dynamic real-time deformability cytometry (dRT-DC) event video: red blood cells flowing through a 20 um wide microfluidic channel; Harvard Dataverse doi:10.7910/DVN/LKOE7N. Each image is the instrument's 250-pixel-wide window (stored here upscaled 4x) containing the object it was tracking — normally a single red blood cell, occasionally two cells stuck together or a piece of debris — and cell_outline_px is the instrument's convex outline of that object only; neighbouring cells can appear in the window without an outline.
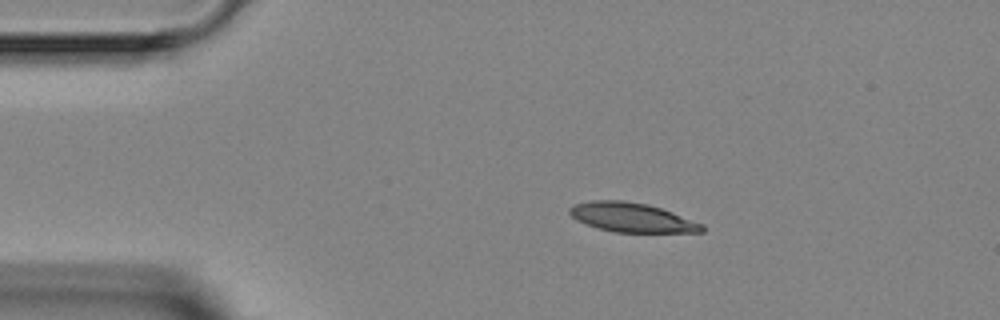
{"species": "Egyptian fruit bat (a non-hibernating species)", "species_latin": "Rousettus aegyptiacus", "temperature_condition": "room temperature", "stored_images_in_passage": 2, "camera_frame_rate_fps": 3000, "um_per_image_px": 0.085, "animal": {"sex": "female"}, "frame": {"image": 1, "passage_image": 1, "time_ms": 0.0, "image_size_px": [1000, 320], "cell_outline_px": [[704, 232], [616, 232], [600, 228], [576, 220], [568, 212], [568, 208], [576, 204], [592, 200], [624, 200], [648, 204], [672, 212], [704, 224]], "centroid_in_image_um": [53.72, 18.47], "position_along_channel_um": 31.3, "area_um2": 22.43}}